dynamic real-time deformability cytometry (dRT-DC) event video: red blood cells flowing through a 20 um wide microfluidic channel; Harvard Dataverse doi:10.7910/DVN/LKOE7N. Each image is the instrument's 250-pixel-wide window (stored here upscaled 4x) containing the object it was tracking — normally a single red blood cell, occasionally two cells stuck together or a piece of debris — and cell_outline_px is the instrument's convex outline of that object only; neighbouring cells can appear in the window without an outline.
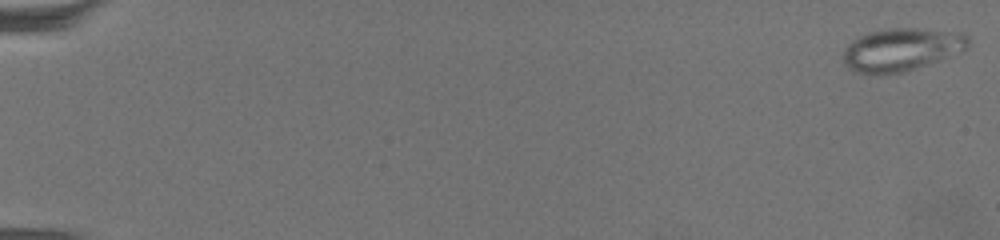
{"species": "common noctule bat (a hibernating species)", "species_latin": "Nyctalus noctula", "temperature_condition": "warm", "stored_images_in_passage": 67, "camera_frame_rate_fps": 3000, "um_per_image_px": 0.085, "animal": {"sex": "female", "body_mass_g": 19.5, "forearm_length_mm": 54.1}, "frame": {"image": 1, "passage_image": 1, "time_ms": 0.0, "image_size_px": [1000, 240], "cell_outline_px": [[968, 44], [964, 48], [936, 60], [904, 72], [876, 76], [856, 72], [848, 68], [844, 64], [844, 48], [852, 40], [868, 32], [888, 28], [916, 28], [964, 32], [968, 36]], "centroid_in_image_um": [76.54, 4.21], "position_along_channel_um": 8.5, "area_um2": 31.04}}
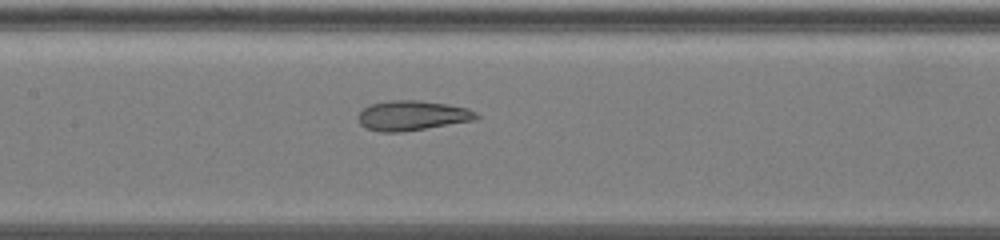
{"frame": {"image": 2, "passage_image": 35, "time_ms": 11.333, "image_size_px": [1000, 240], "cell_outline_px": [[480, 116], [476, 120], [400, 132], [380, 132], [364, 128], [360, 124], [356, 116], [364, 108], [372, 104], [388, 100], [420, 100], [448, 104], [468, 108], [476, 112]], "centroid_in_image_um": [35.03, 9.82], "position_along_channel_um": 172.4, "area_um2": 20.69}}
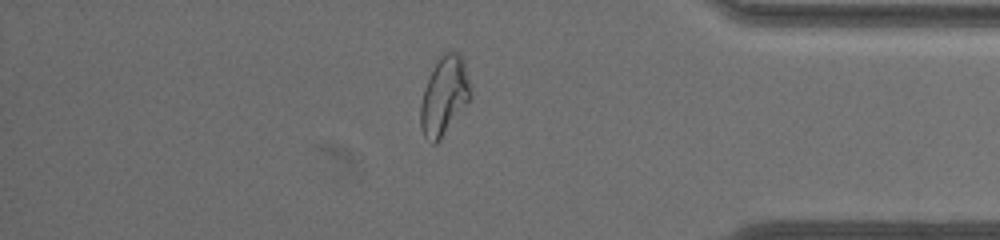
{"frame": {"image": 3, "passage_image": 58, "time_ms": 19.0, "image_size_px": [1000, 240], "cell_outline_px": [[472, 96], [440, 140], [436, 144], [432, 144], [424, 136], [420, 128], [420, 104], [424, 88], [440, 56], [444, 52], [456, 52], [464, 60], [472, 84]], "centroid_in_image_um": [37.78, 8.16], "position_along_channel_um": 397.4, "area_um2": 22.89}, "authors_computed_cell_mechanics": {"area_um2": 24.565, "velocity_mm_per_s": 3.2051, "shape_relaxation_time_tau1_ms": null, "shape_relaxation_time_tau2_ms": 1.3339, "deformation_change_tau1": null, "deformation_change_tau2": 0.0856}}